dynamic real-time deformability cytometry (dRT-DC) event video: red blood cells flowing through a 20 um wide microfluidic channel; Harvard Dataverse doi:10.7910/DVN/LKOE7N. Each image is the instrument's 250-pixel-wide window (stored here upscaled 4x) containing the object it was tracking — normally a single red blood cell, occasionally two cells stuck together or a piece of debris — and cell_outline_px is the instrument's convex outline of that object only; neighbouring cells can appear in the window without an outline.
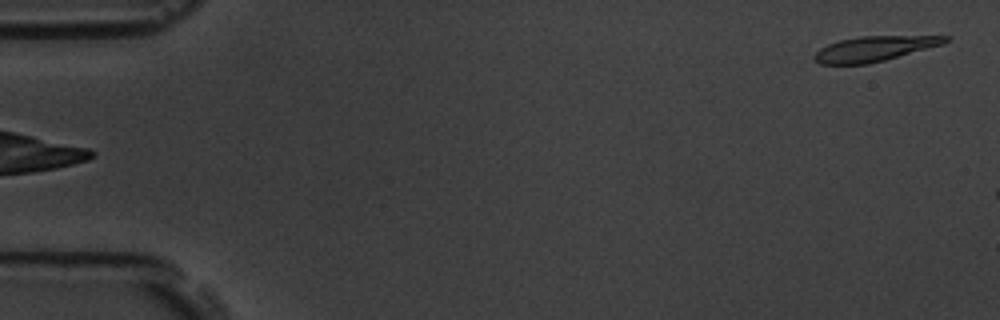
{"species": "common noctule bat (a hibernating species)", "species_latin": "Nyctalus noctula", "temperature_condition": "room temperature", "stored_images_in_passage": 6, "camera_frame_rate_fps": 3000, "um_per_image_px": 0.085, "animal": {"sex": "male", "body_mass_g": 19.5, "forearm_length_mm": 54.6}, "frame": {"image": 1, "passage_image": 6, "time_ms": 5.667, "image_size_px": [1000, 320], "cell_outline_px": [[952, 36], [944, 44], [884, 60], [868, 64], [820, 64], [812, 60], [812, 56], [820, 48], [828, 44], [840, 40], [860, 36]], "centroid_in_image_um": [74.28, 4.14], "position_along_channel_um": 10.7, "area_um2": 19.07}}